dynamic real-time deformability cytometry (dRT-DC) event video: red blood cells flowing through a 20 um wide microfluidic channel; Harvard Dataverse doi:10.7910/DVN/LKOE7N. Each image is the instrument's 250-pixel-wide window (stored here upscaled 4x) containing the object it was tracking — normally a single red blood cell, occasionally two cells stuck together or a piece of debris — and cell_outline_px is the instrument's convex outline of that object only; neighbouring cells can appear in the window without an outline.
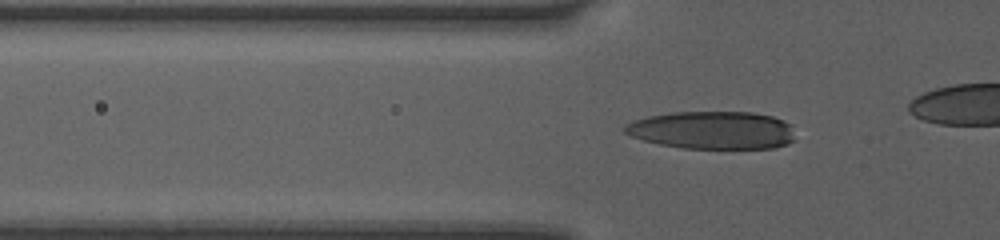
{"species": "human", "species_latin": "Homo sapiens", "temperature_condition": "room temperature", "stored_images_in_passage": 46, "camera_frame_rate_fps": 3000, "um_per_image_px": 0.085, "donor": {"sex": "female"}, "frame": {"image": 1, "passage_image": 13, "time_ms": 3.333, "image_size_px": [1000, 240], "cell_outline_px": [[796, 140], [788, 144], [772, 148], [684, 148], [660, 144], [644, 140], [632, 136], [624, 132], [624, 128], [632, 120], [648, 116], [672, 112], [752, 112], [772, 116], [784, 120], [792, 124]], "centroid_in_image_um": [60.62, 11.06], "position_along_channel_um": 65.2, "area_um2": 37.74}}
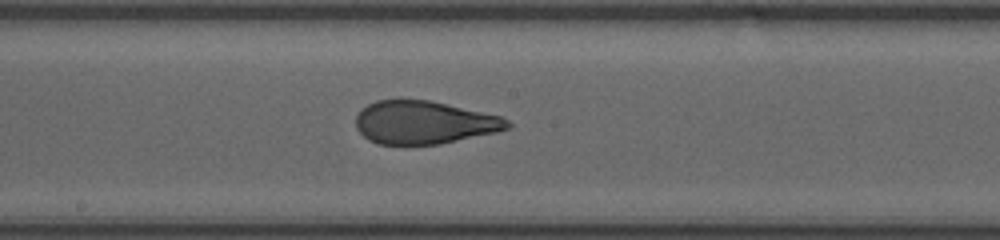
{"frame": {"image": 2, "passage_image": 27, "time_ms": 7.0, "image_size_px": [1000, 240], "cell_outline_px": [[512, 124], [508, 128], [496, 132], [440, 144], [380, 144], [368, 140], [356, 128], [356, 116], [360, 108], [376, 100], [428, 100], [500, 116], [508, 120]], "centroid_in_image_um": [36.01, 10.41], "position_along_channel_um": 212.2, "area_um2": 37.74}}
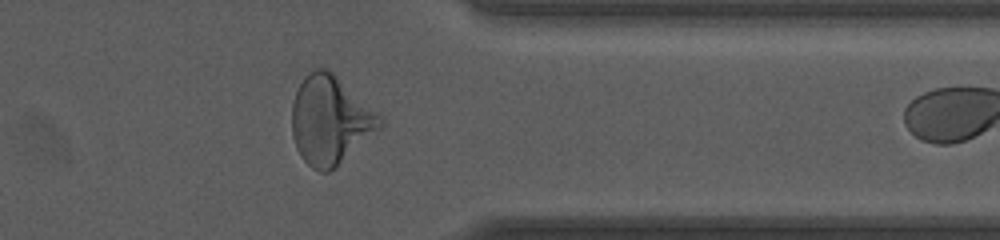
{"frame": {"image": 3, "passage_image": 45, "time_ms": 11.333, "image_size_px": [1000, 240], "cell_outline_px": [[384, 124], [328, 172], [320, 172], [312, 168], [300, 156], [296, 148], [292, 136], [292, 104], [296, 92], [304, 76], [316, 68], [324, 68], [332, 72], [376, 112], [384, 120]], "centroid_in_image_um": [28.02, 10.21], "position_along_channel_um": 383.4, "area_um2": 44.33}}